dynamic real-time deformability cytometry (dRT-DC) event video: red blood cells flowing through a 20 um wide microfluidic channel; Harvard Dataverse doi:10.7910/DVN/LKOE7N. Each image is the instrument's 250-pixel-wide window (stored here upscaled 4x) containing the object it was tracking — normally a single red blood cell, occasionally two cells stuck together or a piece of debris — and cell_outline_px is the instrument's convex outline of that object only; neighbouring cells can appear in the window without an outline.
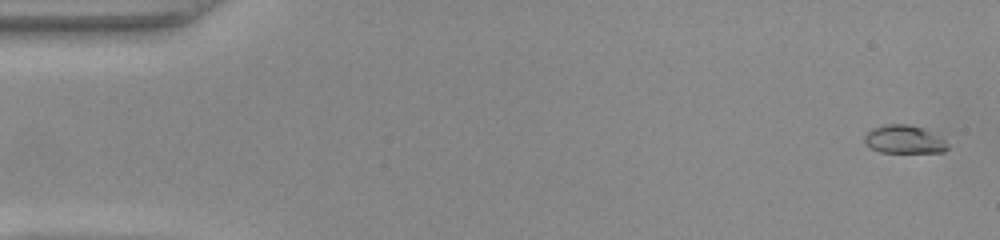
{"species": "common noctule bat (a hibernating species)", "species_latin": "Nyctalus noctula", "temperature_condition": "warm", "stored_images_in_passage": 50, "camera_frame_rate_fps": 3000, "um_per_image_px": 0.085, "animal": {"sex": "female", "body_mass_g": 22.0, "forearm_length_mm": 56.7}, "frame": {"image": 1, "passage_image": 2, "time_ms": 0.333, "image_size_px": [1000, 240], "cell_outline_px": [[948, 148], [944, 152], [880, 152], [864, 144], [864, 136], [872, 128], [884, 124], [908, 124], [924, 128], [932, 132], [944, 140], [948, 144]], "centroid_in_image_um": [76.84, 11.84], "position_along_channel_um": 8.2, "area_um2": 13.7}}
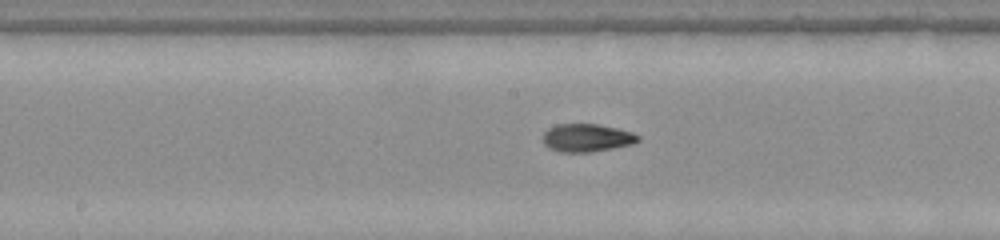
{"frame": {"image": 2, "passage_image": 27, "time_ms": 8.667, "image_size_px": [1000, 240], "cell_outline_px": [[640, 140], [632, 144], [592, 152], [560, 152], [548, 148], [544, 144], [544, 132], [548, 128], [556, 124], [596, 124], [616, 128], [632, 132], [640, 136]], "centroid_in_image_um": [49.87, 11.72], "position_along_channel_um": 198.3, "area_um2": 15.49}}
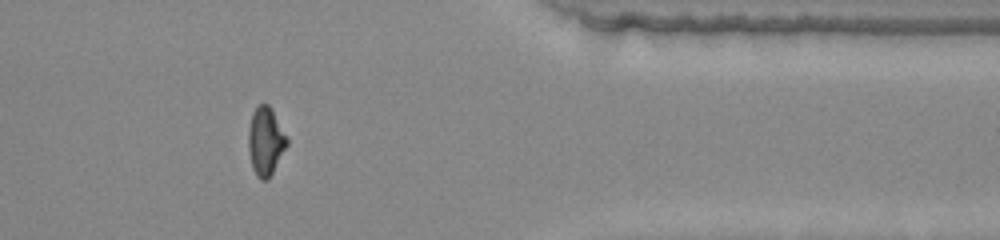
{"frame": {"image": 3, "passage_image": 43, "time_ms": 14.0, "image_size_px": [1000, 240], "cell_outline_px": [[288, 144], [268, 180], [260, 180], [256, 176], [252, 168], [248, 148], [248, 128], [252, 112], [260, 104], [268, 104], [288, 140]], "centroid_in_image_um": [22.54, 12.04], "position_along_channel_um": 388.9, "area_um2": 15.14}, "authors_computed_cell_mechanics": {"area_um2": 15.028, "velocity_mm_per_s": 3.9713, "shape_relaxation_time_tau1_ms": 5.5092, "shape_relaxation_time_tau2_ms": 1.9464, "deformation_change_tau1": 0.2087, "deformation_change_tau2": 0.0585}}